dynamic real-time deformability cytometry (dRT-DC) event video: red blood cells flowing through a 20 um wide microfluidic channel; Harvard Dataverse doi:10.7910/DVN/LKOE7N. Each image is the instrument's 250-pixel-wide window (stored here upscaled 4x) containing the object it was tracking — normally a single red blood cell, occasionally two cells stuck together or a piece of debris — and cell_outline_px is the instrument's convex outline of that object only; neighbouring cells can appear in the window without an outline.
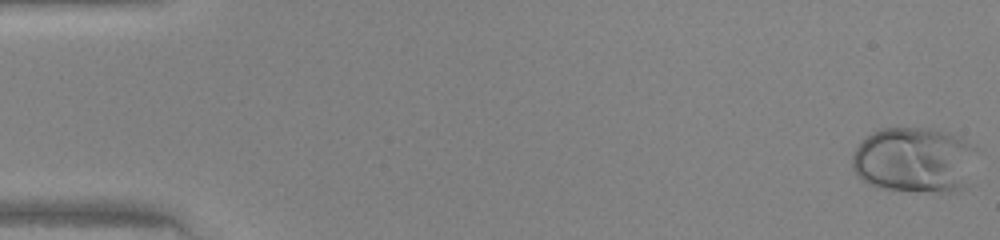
{"species": "human", "species_latin": "Homo sapiens", "temperature_condition": "warm", "stored_images_in_passage": 47, "camera_frame_rate_fps": 3000, "um_per_image_px": 0.085, "donor": {"sex": "female"}, "frame": {"image": 1, "passage_image": 1, "time_ms": 0.0, "image_size_px": [1000, 240], "cell_outline_px": [[980, 148], [968, 184], [964, 188], [956, 192], [940, 192], [880, 188], [868, 184], [852, 168], [852, 156], [856, 148], [872, 132], [880, 128], [932, 128], [948, 132], [960, 136]], "centroid_in_image_um": [77.82, 13.59], "position_along_channel_um": 7.2, "area_um2": 48.44}}
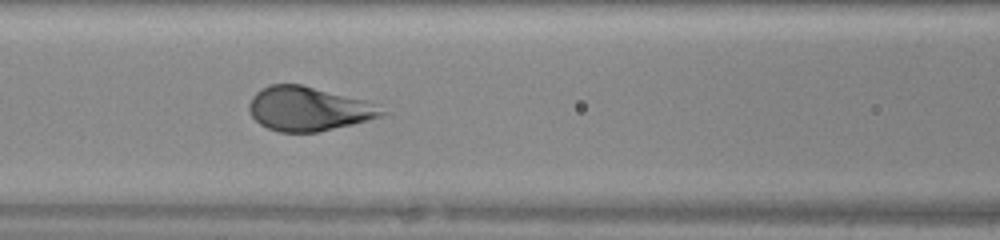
{"frame": {"image": 2, "passage_image": 21, "time_ms": 6.667, "image_size_px": [1000, 240], "cell_outline_px": [[392, 112], [380, 116], [352, 124], [316, 132], [280, 132], [268, 128], [260, 124], [252, 116], [248, 108], [248, 104], [252, 96], [256, 92], [268, 84], [300, 84], [368, 100]], "centroid_in_image_um": [26.24, 9.23], "position_along_channel_um": 140.4, "area_um2": 34.28}}
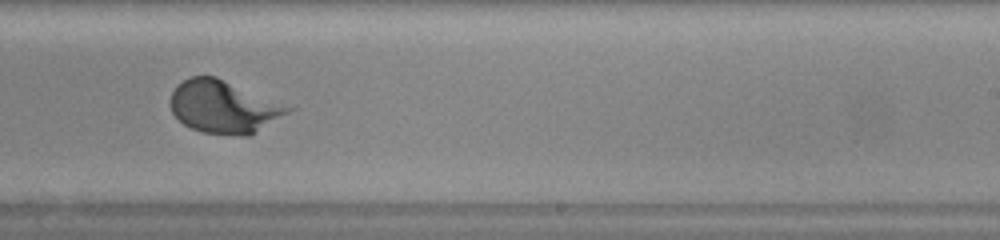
{"frame": {"image": 3, "passage_image": 30, "time_ms": 9.667, "image_size_px": [1000, 240], "cell_outline_px": [[296, 108], [248, 136], [240, 136], [200, 132], [184, 124], [172, 112], [168, 104], [168, 100], [176, 84], [192, 76], [216, 76]], "centroid_in_image_um": [18.98, 9.07], "position_along_channel_um": 270.0, "area_um2": 36.13}}